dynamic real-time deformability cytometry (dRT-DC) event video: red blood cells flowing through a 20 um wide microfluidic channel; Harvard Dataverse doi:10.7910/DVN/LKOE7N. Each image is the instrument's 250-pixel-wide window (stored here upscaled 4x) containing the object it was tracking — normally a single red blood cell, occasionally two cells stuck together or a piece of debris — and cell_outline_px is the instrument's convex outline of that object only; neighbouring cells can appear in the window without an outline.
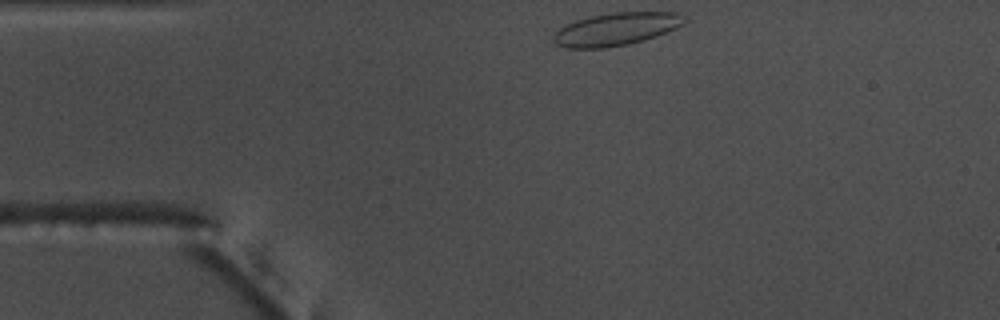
{"species": "common noctule bat (a hibernating species)", "species_latin": "Nyctalus noctula", "temperature_condition": "warm", "stored_images_in_passage": 33, "camera_frame_rate_fps": 3000, "um_per_image_px": 0.085, "animal": {"sex": "male", "body_mass_g": 17.5, "forearm_length_mm": 52.3}, "frame": {"image": 1, "passage_image": 1, "time_ms": 0.0, "image_size_px": [1000, 320], "cell_outline_px": [[688, 20], [684, 24], [676, 28], [656, 36], [644, 40], [628, 44], [604, 48], [564, 48], [556, 44], [552, 40], [552, 36], [564, 24], [576, 20], [592, 16], [612, 12], [680, 12]], "centroid_in_image_um": [52.38, 2.47], "position_along_channel_um": 32.6, "area_um2": 25.2}}
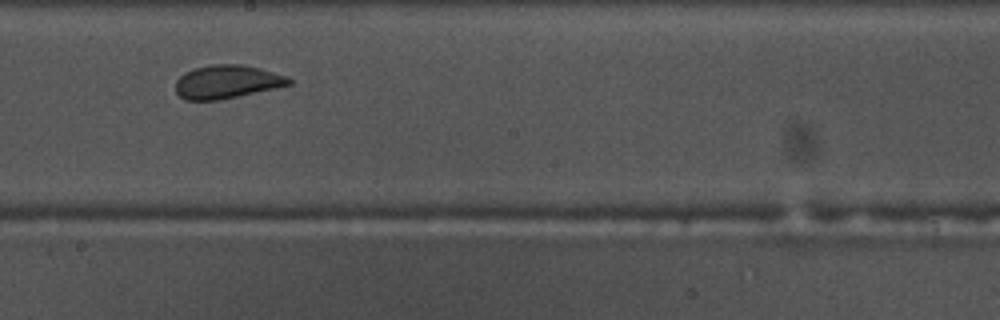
{"frame": {"image": 2, "passage_image": 20, "time_ms": 6.333, "image_size_px": [1000, 320], "cell_outline_px": [[292, 84], [236, 96], [216, 100], [184, 100], [176, 92], [176, 80], [184, 72], [196, 68], [212, 64], [240, 64], [260, 68], [284, 76], [292, 80]], "centroid_in_image_um": [19.24, 6.95], "position_along_channel_um": 229.0, "area_um2": 21.68}}
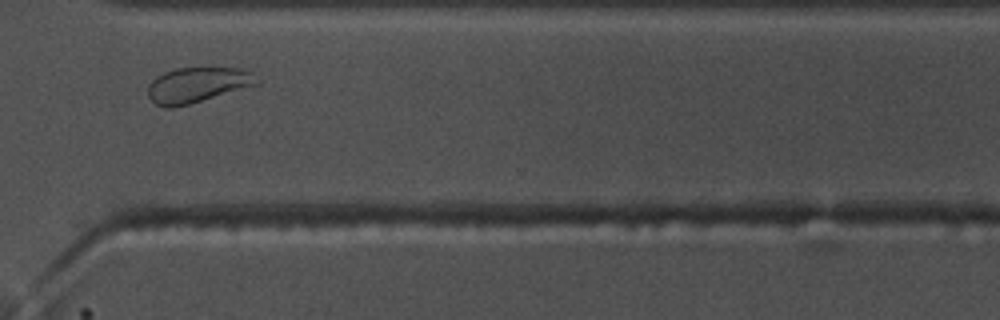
{"frame": {"image": 3, "passage_image": 30, "time_ms": 9.667, "image_size_px": [1000, 320], "cell_outline_px": [[260, 84], [188, 104], [172, 108], [164, 108], [156, 104], [148, 96], [148, 84], [156, 76], [164, 72], [176, 68], [240, 68], [252, 72], [260, 80]], "centroid_in_image_um": [16.78, 7.21], "position_along_channel_um": 353.8, "area_um2": 22.43}, "authors_computed_cell_mechanics": {"area_um2": 21.9062, "velocity_mm_per_s": 3.7395, "shape_relaxation_time_tau1_ms": 3.2463, "shape_relaxation_time_tau2_ms": null, "deformation_change_tau1": 0.1001, "deformation_change_tau2": null}}